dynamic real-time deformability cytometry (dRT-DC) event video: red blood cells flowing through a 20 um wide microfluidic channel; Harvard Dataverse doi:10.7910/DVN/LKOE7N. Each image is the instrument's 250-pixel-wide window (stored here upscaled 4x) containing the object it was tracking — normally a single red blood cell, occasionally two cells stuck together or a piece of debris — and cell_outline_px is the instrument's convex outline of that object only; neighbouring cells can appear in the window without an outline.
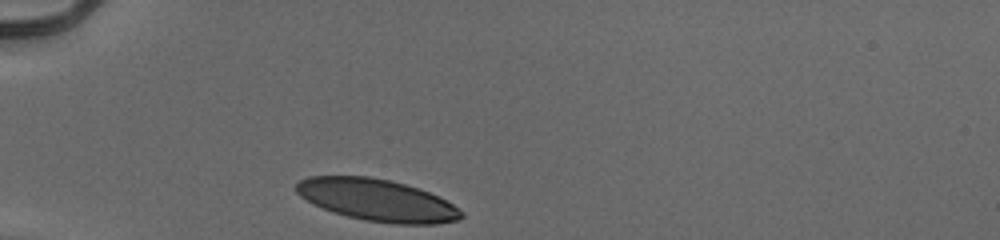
{"species": "human", "species_latin": "Homo sapiens", "temperature_condition": "cold", "stored_images_in_passage": 29, "camera_frame_rate_fps": 3000, "um_per_image_px": 0.085, "donor": {"sex": "male"}, "frame": {"image": 1, "passage_image": 1, "time_ms": 0.0, "image_size_px": [1000, 240], "cell_outline_px": [[464, 216], [460, 220], [436, 224], [396, 224], [364, 220], [348, 216], [312, 204], [300, 196], [292, 188], [300, 180], [308, 176], [368, 176], [388, 180], [404, 184], [428, 192], [452, 204], [464, 212]], "centroid_in_image_um": [32.03, 17.01], "position_along_channel_um": 53.0, "area_um2": 40.17}}
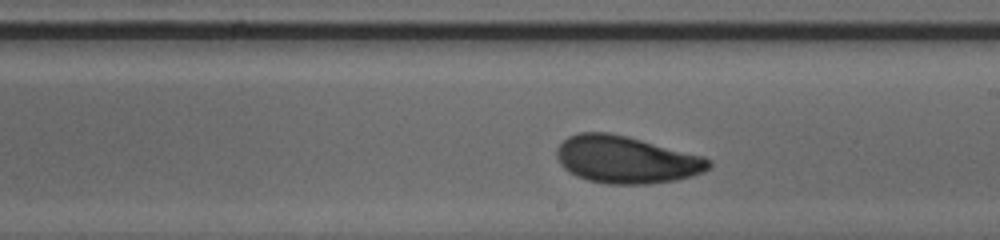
{"frame": {"image": 2, "passage_image": 17, "time_ms": 5.333, "image_size_px": [1000, 240], "cell_outline_px": [[712, 164], [704, 172], [692, 176], [676, 180], [648, 184], [608, 184], [588, 180], [576, 176], [568, 172], [560, 164], [556, 156], [556, 148], [568, 136], [580, 132], [608, 132], [628, 136], [704, 156], [712, 160]], "centroid_in_image_um": [53.23, 13.57], "position_along_channel_um": 235.8, "area_um2": 42.19}}
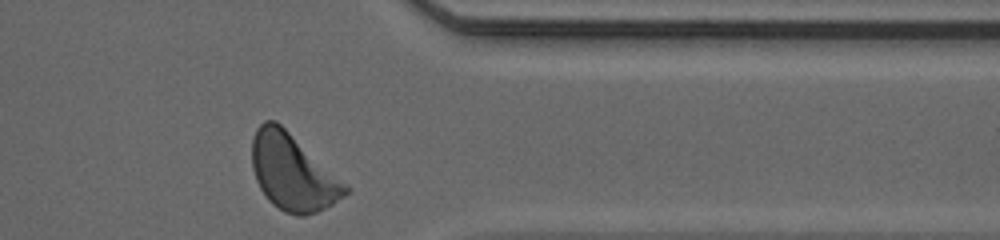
{"frame": {"image": 3, "passage_image": 29, "time_ms": 9.333, "image_size_px": [1000, 240], "cell_outline_px": [[348, 192], [344, 196], [332, 204], [316, 212], [304, 216], [296, 216], [284, 212], [272, 204], [268, 200], [260, 188], [256, 180], [252, 168], [252, 140], [256, 128], [264, 120], [276, 120], [348, 184]], "centroid_in_image_um": [24.87, 14.65], "position_along_channel_um": 386.5, "area_um2": 41.5}, "authors_computed_cell_mechanics": {"area_um2": 41.2114, "velocity_mm_per_s": 3.9017, "shape_relaxation_time_tau1_ms": 3.6012, "shape_relaxation_time_tau2_ms": 2.3497, "deformation_change_tau1": 0.1348, "deformation_change_tau2": 0.0631}}